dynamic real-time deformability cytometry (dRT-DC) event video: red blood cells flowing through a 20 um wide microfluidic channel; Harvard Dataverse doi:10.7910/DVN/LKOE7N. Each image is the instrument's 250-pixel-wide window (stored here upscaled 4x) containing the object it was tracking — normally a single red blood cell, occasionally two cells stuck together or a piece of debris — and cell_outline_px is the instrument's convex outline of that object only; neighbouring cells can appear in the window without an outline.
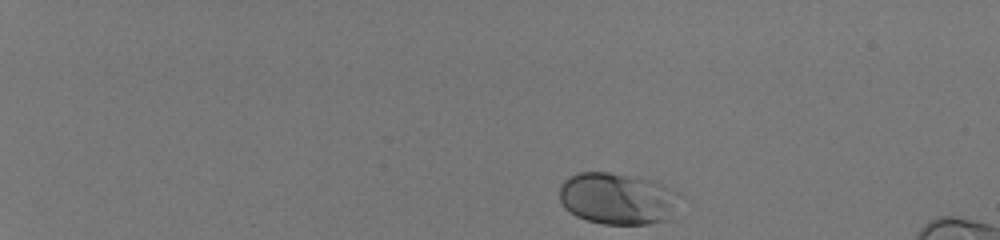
{"species": "human", "species_latin": "Homo sapiens", "temperature_condition": "room temperature", "stored_images_in_passage": 42, "camera_frame_rate_fps": 3000, "um_per_image_px": 0.085, "donor": {"sex": "male"}, "frame": {"image": 1, "passage_image": 1, "time_ms": 0.0, "image_size_px": [1000, 240], "cell_outline_px": [[676, 196], [660, 220], [648, 224], [604, 224], [588, 220], [576, 216], [568, 212], [564, 208], [560, 200], [560, 184], [568, 176], [580, 172], [608, 172], [652, 180], [676, 192]], "centroid_in_image_um": [52.27, 16.85], "position_along_channel_um": 32.7, "area_um2": 34.91}}
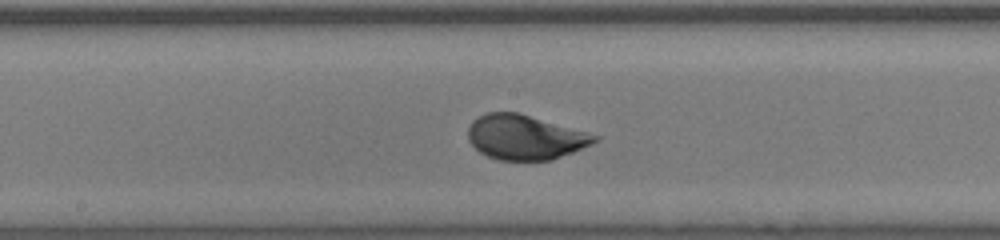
{"frame": {"image": 2, "passage_image": 24, "time_ms": 7.667, "image_size_px": [1000, 240], "cell_outline_px": [[600, 140], [592, 144], [552, 160], [500, 160], [488, 156], [480, 152], [468, 140], [468, 128], [472, 120], [488, 112], [520, 112], [600, 136]], "centroid_in_image_um": [44.63, 11.66], "position_along_channel_um": 203.6, "area_um2": 32.95}}
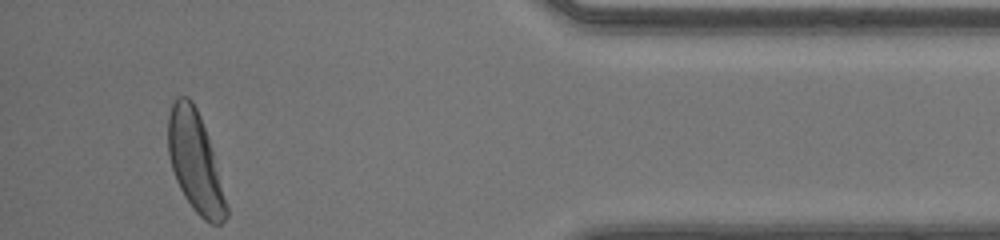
{"frame": {"image": 3, "passage_image": 42, "time_ms": 13.667, "image_size_px": [1000, 240], "cell_outline_px": [[228, 216], [220, 224], [212, 224], [204, 220], [192, 208], [184, 196], [176, 180], [172, 168], [168, 152], [168, 116], [172, 104], [176, 96], [188, 96], [192, 100], [200, 116], [208, 136], [228, 208]], "centroid_in_image_um": [16.57, 13.76], "position_along_channel_um": 418.6, "area_um2": 33.64}, "authors_computed_cell_mechanics": {"area_um2": 33.3795, "velocity_mm_per_s": 4.0911, "shape_relaxation_time_tau1_ms": 2.0416, "shape_relaxation_time_tau2_ms": null, "deformation_change_tau1": 0.1349, "deformation_change_tau2": null}}